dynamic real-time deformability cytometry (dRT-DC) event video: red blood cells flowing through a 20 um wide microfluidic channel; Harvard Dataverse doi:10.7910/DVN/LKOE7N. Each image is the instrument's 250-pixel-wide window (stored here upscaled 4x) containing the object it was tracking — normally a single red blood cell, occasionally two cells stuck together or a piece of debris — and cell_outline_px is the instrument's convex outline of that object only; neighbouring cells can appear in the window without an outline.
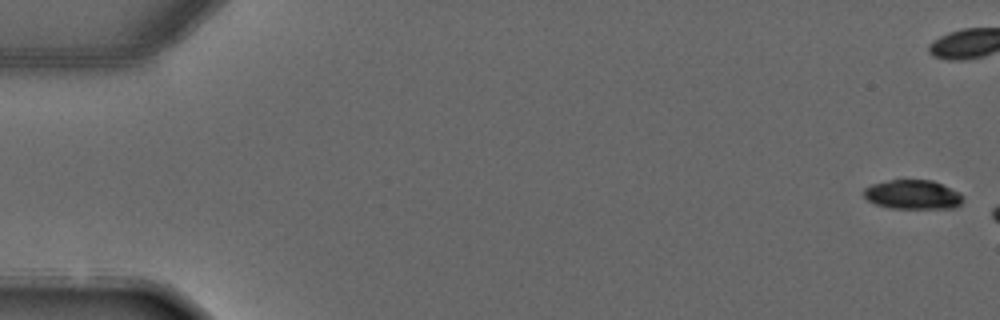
{"species": "common noctule bat (a hibernating species)", "species_latin": "Nyctalus noctula", "temperature_condition": "warm", "stored_images_in_passage": 4, "camera_frame_rate_fps": 3000, "um_per_image_px": 0.085, "animal": {"sex": "male", "forearm_length_mm": 52.5}, "frame": {"image": 1, "passage_image": 1, "time_ms": 0.0, "image_size_px": [1000, 320], "cell_outline_px": [[964, 200], [956, 208], [892, 208], [876, 204], [868, 200], [864, 196], [864, 188], [872, 184], [888, 180], [932, 180], [960, 192], [964, 196]], "centroid_in_image_um": [77.62, 16.54], "position_along_channel_um": 7.4, "area_um2": 16.94}}